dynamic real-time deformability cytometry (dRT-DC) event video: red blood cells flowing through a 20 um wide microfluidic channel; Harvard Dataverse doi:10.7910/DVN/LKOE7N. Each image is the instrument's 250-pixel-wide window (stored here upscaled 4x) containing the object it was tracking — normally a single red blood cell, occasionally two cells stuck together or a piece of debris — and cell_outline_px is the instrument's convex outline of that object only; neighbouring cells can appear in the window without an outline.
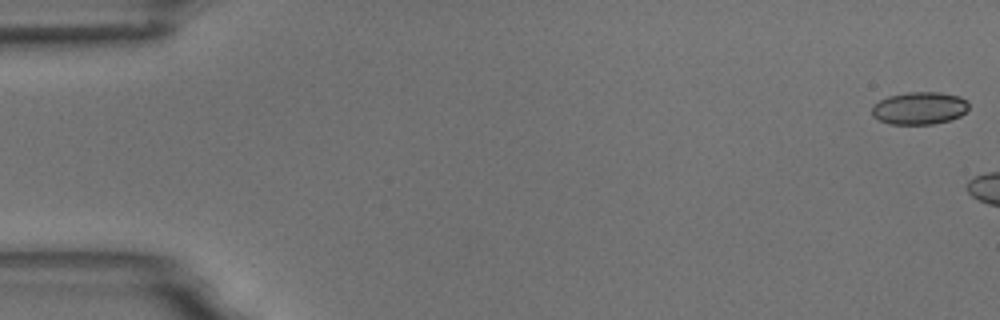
{"species": "common noctule bat (a hibernating species)", "species_latin": "Nyctalus noctula", "temperature_condition": "room temperature", "stored_images_in_passage": 12, "camera_frame_rate_fps": 3000, "um_per_image_px": 0.085, "animal": {"sex": "male", "body_mass_g": 18.8}, "frame": {"image": 1, "passage_image": 1, "time_ms": 0.0, "image_size_px": [1000, 320], "cell_outline_px": [[968, 108], [960, 116], [948, 120], [932, 124], [892, 124], [880, 120], [872, 116], [872, 104], [888, 96], [908, 92], [940, 92], [960, 96], [968, 104]], "centroid_in_image_um": [78.12, 9.18], "position_along_channel_um": 6.9, "area_um2": 18.26}}
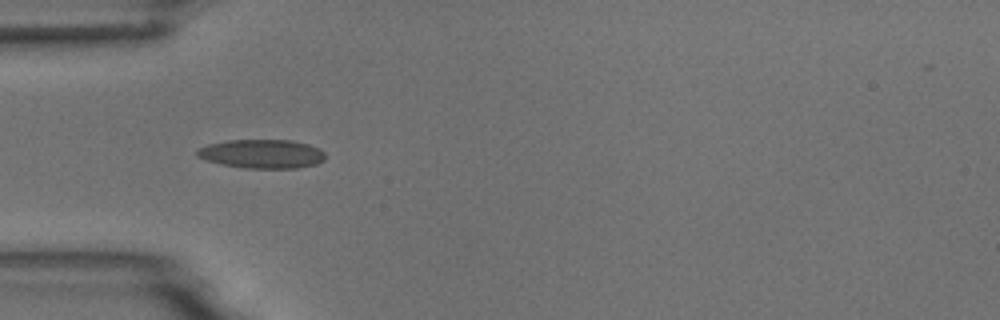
{"frame": {"image": 2, "passage_image": 7, "time_ms": 7.667, "image_size_px": [1000, 320], "cell_outline_px": [[324, 160], [316, 164], [296, 168], [244, 168], [220, 164], [204, 160], [196, 156], [196, 148], [208, 144], [228, 140], [292, 140], [308, 144], [324, 152]], "centroid_in_image_um": [22.2, 13.08], "position_along_channel_um": 62.8, "area_um2": 21.68}}